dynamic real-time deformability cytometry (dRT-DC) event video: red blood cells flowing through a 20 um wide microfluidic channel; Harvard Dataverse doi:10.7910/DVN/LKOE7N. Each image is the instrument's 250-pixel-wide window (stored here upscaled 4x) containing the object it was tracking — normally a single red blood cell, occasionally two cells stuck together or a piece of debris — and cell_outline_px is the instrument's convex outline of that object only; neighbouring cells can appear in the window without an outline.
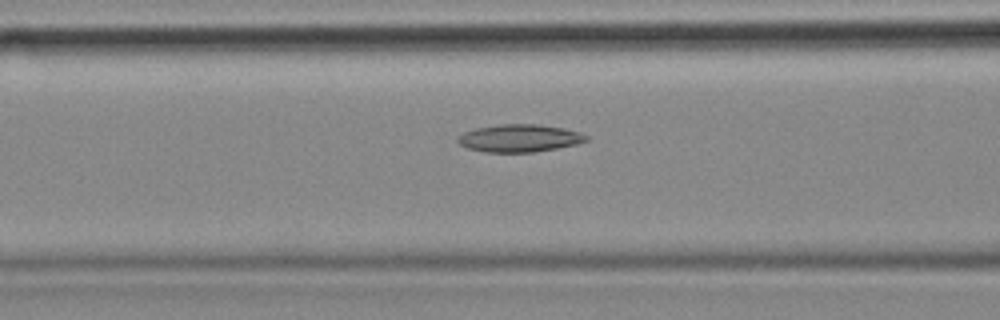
{"species": "common noctule bat (a hibernating species)", "species_latin": "Nyctalus noctula", "temperature_condition": "cold", "stored_images_in_passage": 56, "camera_frame_rate_fps": 3000, "um_per_image_px": 0.085, "animal": {"sex": "female", "body_mass_g": 18.4}, "frame": {"image": 1, "passage_image": 22, "time_ms": 7.0, "image_size_px": [1000, 320], "cell_outline_px": [[588, 140], [576, 144], [556, 148], [532, 152], [484, 152], [468, 148], [460, 144], [456, 140], [464, 132], [476, 128], [500, 124], [536, 124], [564, 128], [580, 132], [588, 136]], "centroid_in_image_um": [44.16, 11.74], "position_along_channel_um": 122.4, "area_um2": 20.52}}
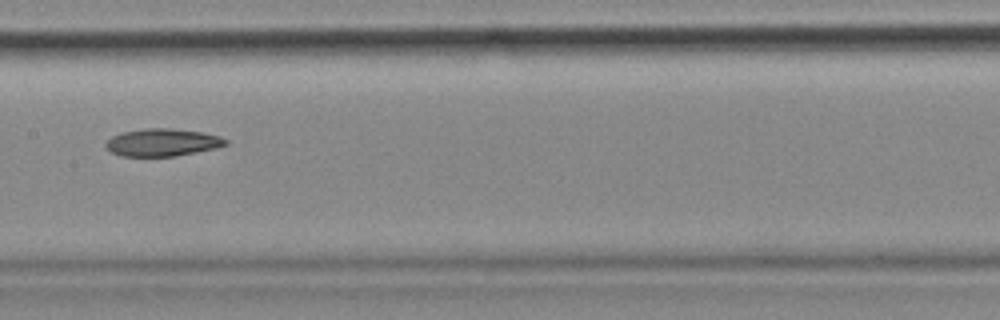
{"frame": {"image": 2, "passage_image": 28, "time_ms": 9.0, "image_size_px": [1000, 320], "cell_outline_px": [[228, 144], [216, 148], [176, 156], [120, 156], [112, 152], [104, 144], [112, 136], [120, 132], [144, 128], [172, 128], [204, 132], [220, 136], [228, 140]], "centroid_in_image_um": [13.82, 12.09], "position_along_channel_um": 193.6, "area_um2": 19.36}}
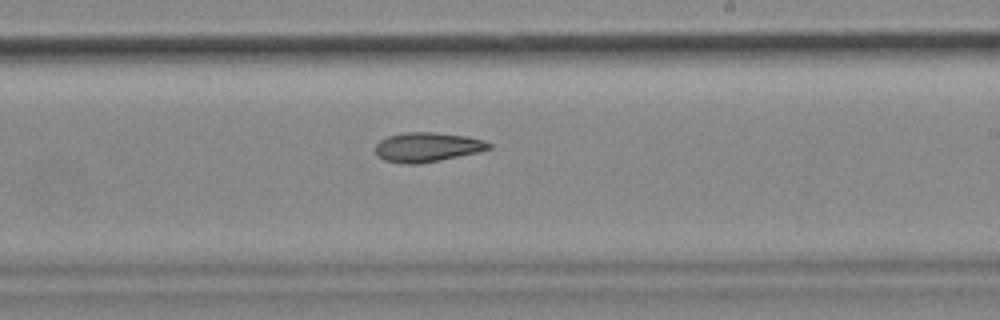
{"frame": {"image": 3, "passage_image": 33, "time_ms": 10.667, "image_size_px": [1000, 320], "cell_outline_px": [[492, 148], [480, 152], [440, 160], [416, 164], [404, 164], [384, 160], [376, 156], [376, 144], [380, 140], [388, 136], [404, 132], [436, 132], [468, 136], [484, 140], [492, 144]], "centroid_in_image_um": [36.34, 12.5], "position_along_channel_um": 252.7, "area_um2": 19.71}}